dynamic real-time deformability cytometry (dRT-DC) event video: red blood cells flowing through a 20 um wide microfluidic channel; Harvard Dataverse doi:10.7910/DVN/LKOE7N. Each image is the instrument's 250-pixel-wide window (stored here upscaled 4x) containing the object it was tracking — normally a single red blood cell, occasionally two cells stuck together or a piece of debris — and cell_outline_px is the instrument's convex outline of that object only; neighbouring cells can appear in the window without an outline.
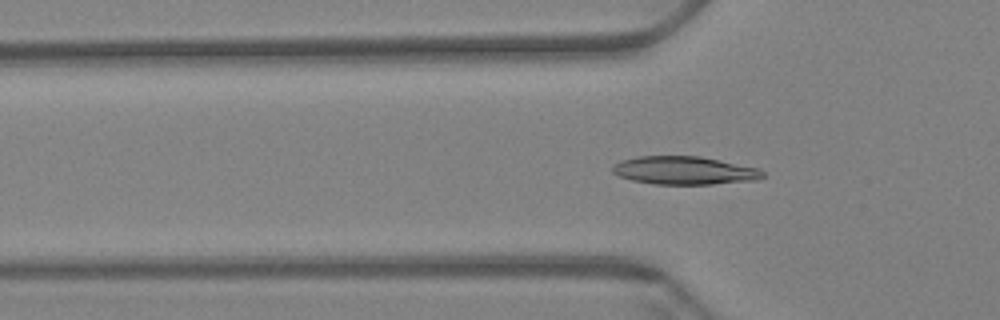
{"species": "Egyptian fruit bat (a non-hibernating species)", "species_latin": "Rousettus aegyptiacus", "temperature_condition": "warm", "stored_images_in_passage": 61, "camera_frame_rate_fps": 3000, "um_per_image_px": 0.085, "animal": {"sex": "female"}, "frame": {"image": 1, "passage_image": 20, "time_ms": 6.333, "image_size_px": [1000, 320], "cell_outline_px": [[764, 176], [756, 180], [712, 184], [656, 184], [632, 180], [620, 176], [612, 172], [612, 168], [620, 160], [636, 156], [700, 156], [760, 168], [764, 172]], "centroid_in_image_um": [58.19, 14.48], "position_along_channel_um": 67.6, "area_um2": 24.62}}
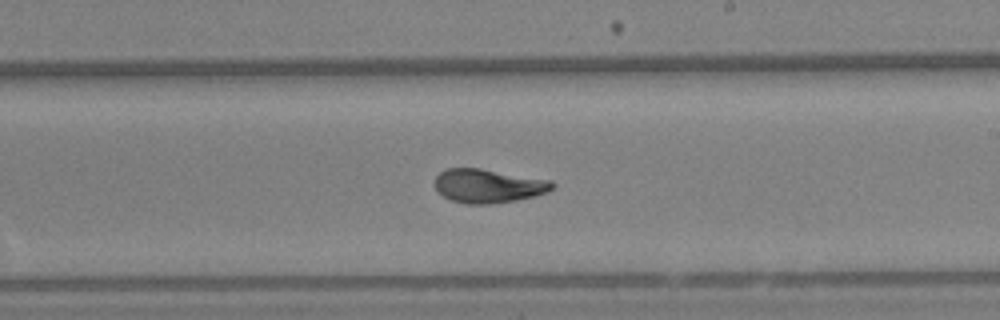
{"frame": {"image": 2, "passage_image": 36, "time_ms": 11.667, "image_size_px": [1000, 320], "cell_outline_px": [[556, 184], [548, 192], [536, 196], [516, 200], [492, 204], [468, 204], [452, 200], [444, 196], [436, 188], [436, 176], [444, 168], [480, 168], [552, 180]], "centroid_in_image_um": [41.54, 15.79], "position_along_channel_um": 247.5, "area_um2": 23.18}}
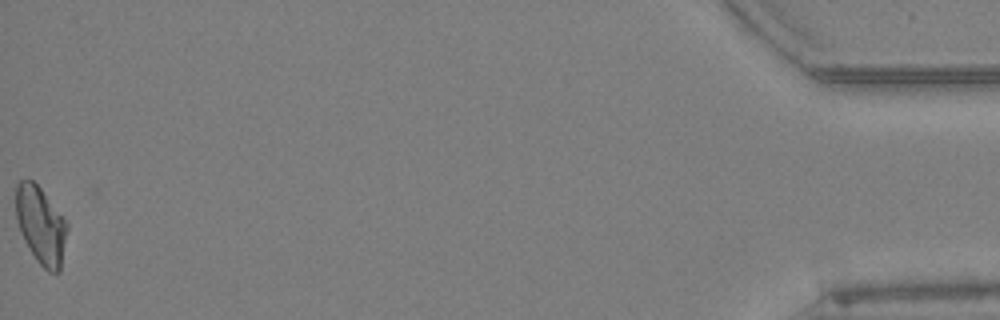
{"frame": {"image": 3, "passage_image": 61, "time_ms": 20.0, "image_size_px": [1000, 320], "cell_outline_px": [[68, 228], [60, 272], [48, 272], [36, 260], [24, 240], [20, 232], [16, 220], [16, 184], [20, 180], [32, 180], [40, 188], [68, 224]], "centroid_in_image_um": [3.46, 19.17], "position_along_channel_um": 431.7, "area_um2": 22.95}, "authors_computed_cell_mechanics": {"area_um2": 23.3512, "velocity_mm_per_s": 3.3934, "shape_relaxation_time_tau1_ms": 5.4645, "shape_relaxation_time_tau2_ms": 1.7893, "deformation_change_tau1": 0.1801, "deformation_change_tau2": 0.0494}}